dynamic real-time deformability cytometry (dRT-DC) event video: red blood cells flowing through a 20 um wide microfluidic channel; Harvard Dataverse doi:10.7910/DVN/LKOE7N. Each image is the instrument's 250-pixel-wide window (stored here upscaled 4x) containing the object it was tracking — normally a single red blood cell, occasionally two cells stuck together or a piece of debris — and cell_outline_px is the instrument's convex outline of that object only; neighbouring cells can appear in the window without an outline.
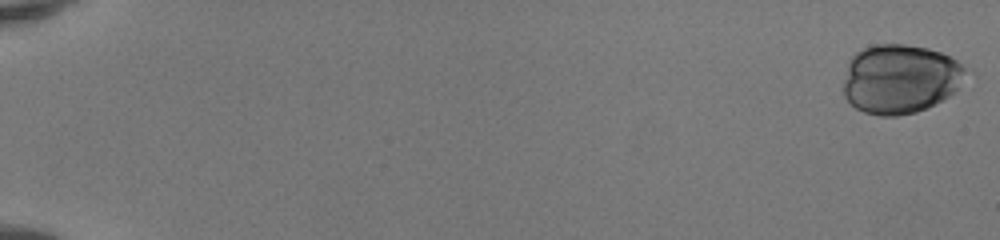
{"species": "human", "species_latin": "Homo sapiens", "temperature_condition": "room temperature", "stored_images_in_passage": 48, "camera_frame_rate_fps": 3000, "um_per_image_px": 0.085, "donor": {"sex": "female"}, "frame": {"image": 1, "passage_image": 1, "time_ms": 0.0, "image_size_px": [1000, 240], "cell_outline_px": [[976, 76], [944, 100], [928, 108], [916, 112], [896, 116], [880, 116], [864, 112], [856, 108], [844, 96], [844, 80], [848, 64], [852, 56], [856, 52], [872, 44], [904, 44], [928, 48], [940, 52], [972, 68]], "centroid_in_image_um": [76.66, 6.71], "position_along_channel_um": 8.3, "area_um2": 50.81}}
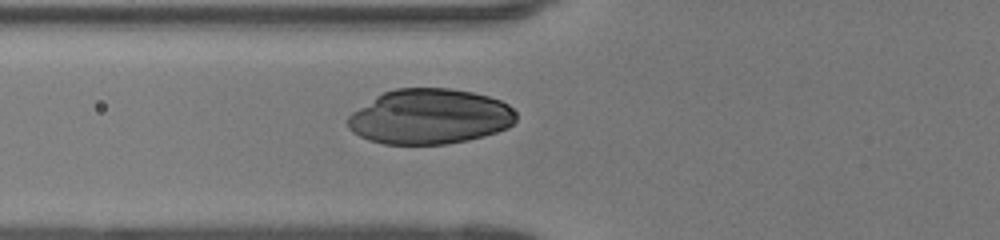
{"frame": {"image": 2, "passage_image": 22, "time_ms": 7.0, "image_size_px": [1000, 240], "cell_outline_px": [[516, 120], [508, 128], [484, 136], [468, 140], [448, 144], [384, 144], [368, 140], [352, 132], [348, 128], [348, 116], [352, 112], [376, 96], [384, 92], [396, 88], [448, 88], [472, 92], [488, 96], [500, 100], [508, 104], [516, 112]], "centroid_in_image_um": [36.53, 9.91], "position_along_channel_um": 89.3, "area_um2": 54.27}}
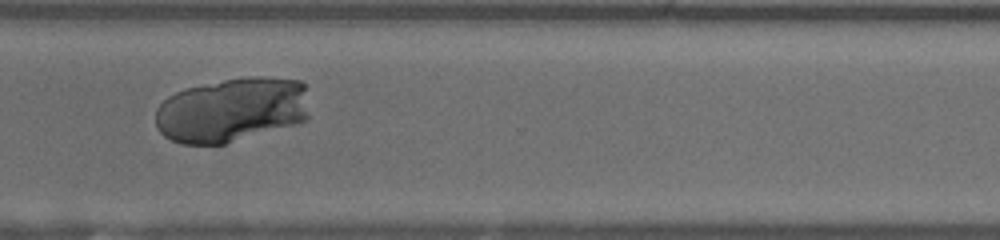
{"frame": {"image": 3, "passage_image": 41, "time_ms": 13.333, "image_size_px": [1000, 240], "cell_outline_px": [[308, 120], [296, 124], [224, 144], [180, 144], [164, 136], [156, 128], [156, 108], [168, 96], [184, 88], [244, 76], [264, 76], [300, 80], [304, 84], [308, 116]], "centroid_in_image_um": [19.69, 9.33], "position_along_channel_um": 350.9, "area_um2": 58.32}}